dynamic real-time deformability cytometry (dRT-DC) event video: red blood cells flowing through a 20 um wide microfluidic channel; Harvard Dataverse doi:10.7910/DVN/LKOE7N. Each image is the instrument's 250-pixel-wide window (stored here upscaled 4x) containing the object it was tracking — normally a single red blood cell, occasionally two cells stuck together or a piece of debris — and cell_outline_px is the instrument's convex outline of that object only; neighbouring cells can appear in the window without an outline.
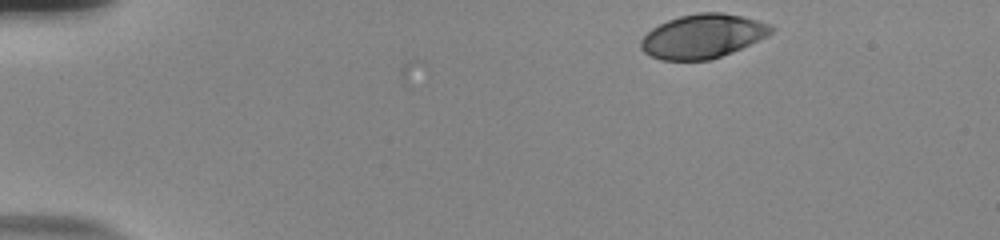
{"species": "human", "species_latin": "Homo sapiens", "temperature_condition": "room temperature", "stored_images_in_passage": 4, "camera_frame_rate_fps": 3000, "um_per_image_px": 0.085, "donor": {"sex": "male"}, "frame": {"image": 1, "passage_image": 1, "time_ms": 0.0, "image_size_px": [1000, 240], "cell_outline_px": [[776, 28], [768, 36], [732, 52], [708, 60], [660, 60], [648, 56], [640, 48], [640, 40], [652, 28], [668, 20], [680, 16], [696, 12], [724, 12], [772, 24]], "centroid_in_image_um": [59.73, 3.07], "position_along_channel_um": 25.3, "area_um2": 33.52}}